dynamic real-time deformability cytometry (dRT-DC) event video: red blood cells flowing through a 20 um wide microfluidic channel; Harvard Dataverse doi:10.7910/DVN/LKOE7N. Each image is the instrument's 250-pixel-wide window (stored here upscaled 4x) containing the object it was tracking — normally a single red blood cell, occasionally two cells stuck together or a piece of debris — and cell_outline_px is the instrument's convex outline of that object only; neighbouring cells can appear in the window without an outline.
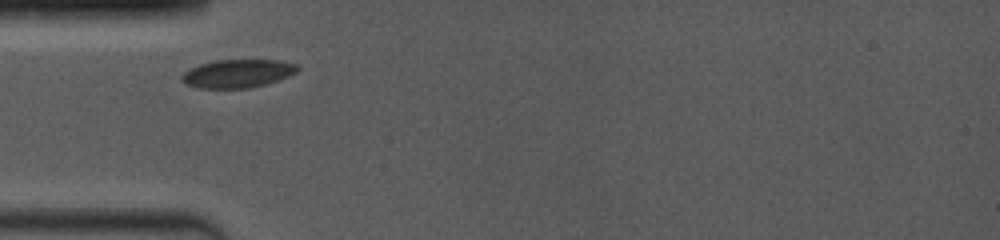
{"species": "common noctule bat (a hibernating species)", "species_latin": "Nyctalus noctula", "temperature_condition": "room temperature", "stored_images_in_passage": 8, "camera_frame_rate_fps": 4000, "um_per_image_px": 0.085, "animal": {"sex": "female", "body_mass_g": 19.0, "forearm_length_mm": 53.3}, "frame": {"image": 1, "passage_image": 1, "time_ms": 0.0, "image_size_px": [1000, 240], "cell_outline_px": [[300, 68], [296, 72], [288, 76], [264, 84], [248, 88], [196, 88], [184, 84], [180, 80], [180, 76], [184, 72], [200, 64], [216, 60], [280, 60], [296, 64]], "centroid_in_image_um": [20.15, 6.25], "position_along_channel_um": 64.8, "area_um2": 19.02}}
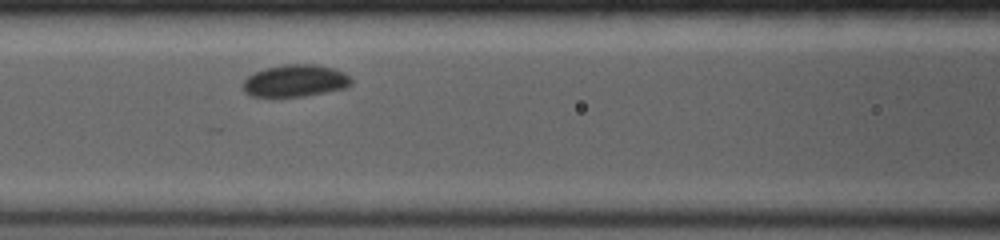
{"frame": {"image": 2, "passage_image": 3, "time_ms": 2.0, "image_size_px": [1000, 240], "cell_outline_px": [[352, 84], [348, 88], [304, 96], [252, 96], [244, 92], [244, 80], [248, 76], [256, 72], [268, 68], [284, 64], [316, 64], [332, 68], [344, 72], [352, 80]], "centroid_in_image_um": [25.14, 6.86], "position_along_channel_um": 141.5, "area_um2": 20.11}}
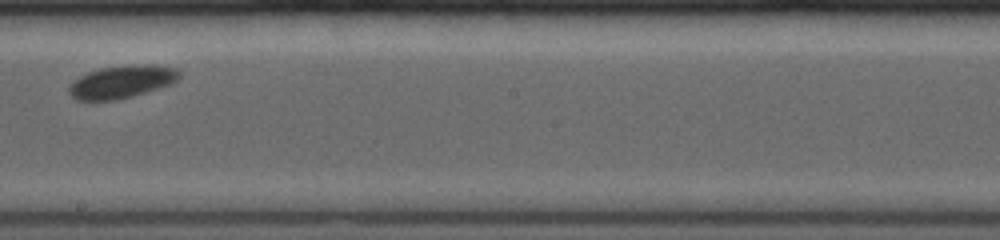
{"frame": {"image": 3, "passage_image": 7, "time_ms": 4.5, "image_size_px": [1000, 240], "cell_outline_px": [[180, 76], [176, 80], [168, 84], [132, 96], [116, 100], [76, 100], [68, 92], [68, 88], [80, 76], [88, 72], [100, 68], [124, 64], [152, 64], [176, 68], [180, 72]], "centroid_in_image_um": [10.33, 6.93], "position_along_channel_um": 237.9, "area_um2": 20.87}}